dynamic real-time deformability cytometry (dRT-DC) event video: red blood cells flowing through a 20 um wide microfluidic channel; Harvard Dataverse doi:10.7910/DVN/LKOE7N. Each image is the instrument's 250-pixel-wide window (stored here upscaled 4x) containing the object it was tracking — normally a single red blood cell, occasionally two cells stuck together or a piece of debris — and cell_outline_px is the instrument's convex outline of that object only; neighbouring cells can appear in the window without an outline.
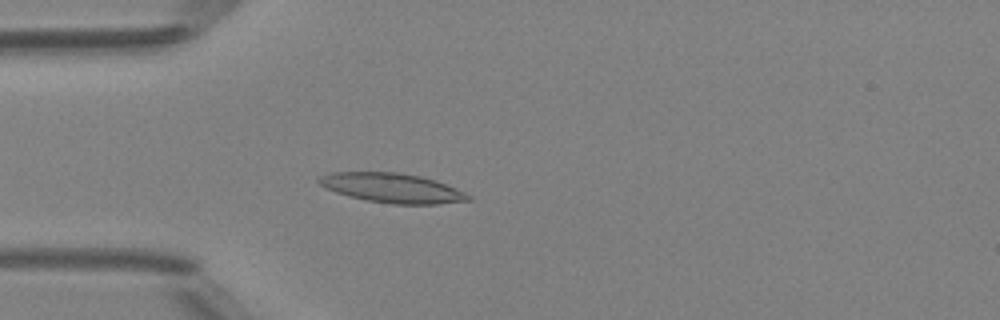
{"species": "Egyptian fruit bat (a non-hibernating species)", "species_latin": "Rousettus aegyptiacus", "temperature_condition": "room temperature", "stored_images_in_passage": 49, "camera_frame_rate_fps": 3000, "um_per_image_px": 0.085, "animal": {"sex": "female"}, "frame": {"image": 1, "passage_image": 14, "time_ms": 4.333, "image_size_px": [1000, 320], "cell_outline_px": [[472, 200], [436, 204], [392, 204], [368, 200], [348, 196], [324, 188], [316, 180], [320, 176], [332, 172], [400, 172], [420, 176], [436, 180], [456, 188], [472, 196]], "centroid_in_image_um": [33.34, 15.97], "position_along_channel_um": 51.7, "area_um2": 25.72}}
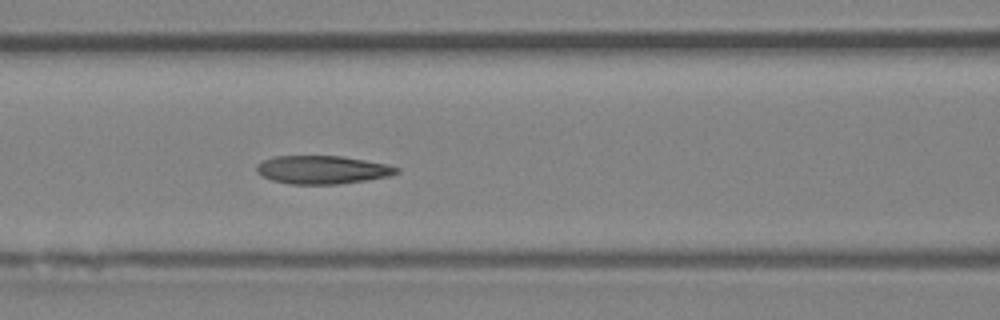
{"frame": {"image": 2, "passage_image": 21, "time_ms": 6.667, "image_size_px": [1000, 320], "cell_outline_px": [[400, 172], [388, 176], [368, 180], [336, 184], [292, 184], [272, 180], [256, 172], [256, 164], [264, 160], [276, 156], [340, 156], [364, 160], [384, 164], [400, 168]], "centroid_in_image_um": [27.39, 14.43], "position_along_channel_um": 139.2, "area_um2": 22.83}}
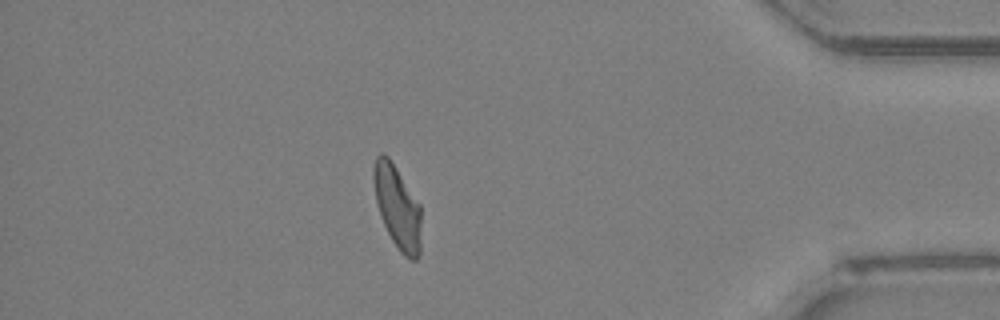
{"frame": {"image": 3, "passage_image": 43, "time_ms": 14.0, "image_size_px": [1000, 320], "cell_outline_px": [[420, 252], [416, 260], [408, 260], [400, 252], [392, 240], [380, 216], [376, 200], [372, 180], [372, 168], [376, 156], [380, 152], [384, 152], [388, 156], [420, 204]], "centroid_in_image_um": [33.75, 17.58], "position_along_channel_um": 401.4, "area_um2": 23.12}, "authors_computed_cell_mechanics": {"area_um2": 23.2934, "velocity_mm_per_s": 4.1412, "shape_relaxation_time_tau1_ms": 6.2186, "shape_relaxation_time_tau2_ms": 2.0887, "deformation_change_tau1": 0.2161, "deformation_change_tau2": 0.0971}}